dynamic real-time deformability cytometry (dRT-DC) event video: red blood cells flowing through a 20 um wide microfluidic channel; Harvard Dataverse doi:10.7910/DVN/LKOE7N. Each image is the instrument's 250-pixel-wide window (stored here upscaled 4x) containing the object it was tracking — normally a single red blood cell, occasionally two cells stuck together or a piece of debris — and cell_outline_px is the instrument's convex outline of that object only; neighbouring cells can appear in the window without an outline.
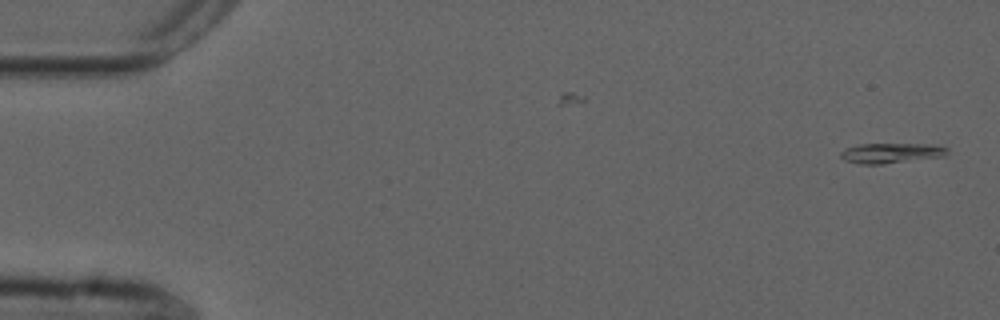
{"species": "common noctule bat (a hibernating species)", "species_latin": "Nyctalus noctula", "temperature_condition": "cold", "stored_images_in_passage": 53, "camera_frame_rate_fps": 3000, "um_per_image_px": 0.085, "animal": {"sex": "male", "forearm_length_mm": 52.5}, "frame": {"image": 1, "passage_image": 1, "time_ms": 0.0, "image_size_px": [1000, 320], "cell_outline_px": [[948, 152], [944, 156], [880, 164], [860, 164], [844, 160], [840, 156], [840, 152], [844, 148], [860, 144], [936, 144], [948, 148]], "centroid_in_image_um": [75.73, 13.0], "position_along_channel_um": 9.3, "area_um2": 12.48}}
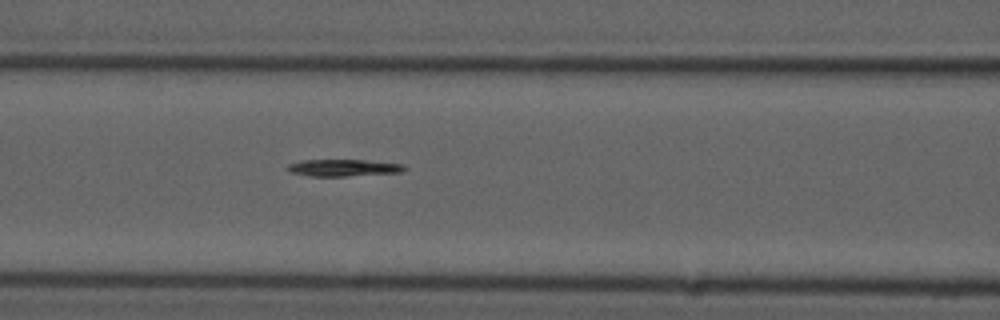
{"frame": {"image": 2, "passage_image": 22, "time_ms": 7.0, "image_size_px": [1000, 320], "cell_outline_px": [[408, 168], [400, 172], [344, 176], [312, 176], [292, 172], [288, 168], [288, 164], [304, 160], [364, 160], [404, 164]], "centroid_in_image_um": [29.25, 14.25], "position_along_channel_um": 137.4, "area_um2": 11.27}}
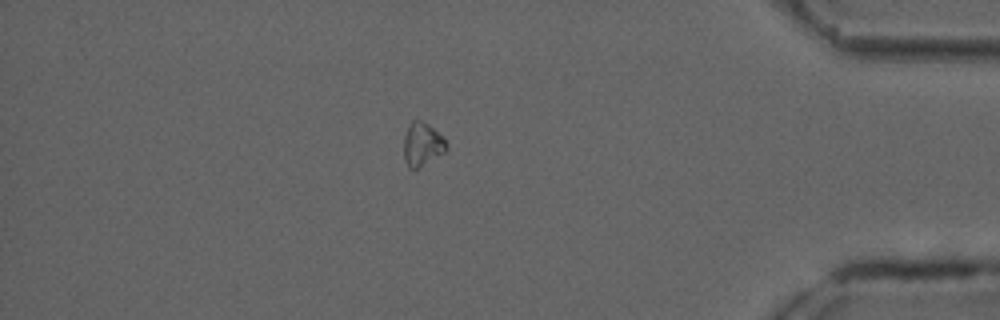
{"frame": {"image": 3, "passage_image": 46, "time_ms": 15.0, "image_size_px": [1000, 320], "cell_outline_px": [[448, 148], [444, 152], [416, 168], [408, 168], [404, 160], [404, 136], [412, 120], [420, 120], [428, 124], [444, 136], [448, 144]], "centroid_in_image_um": [35.91, 12.24], "position_along_channel_um": 399.3, "area_um2": 10.69}}